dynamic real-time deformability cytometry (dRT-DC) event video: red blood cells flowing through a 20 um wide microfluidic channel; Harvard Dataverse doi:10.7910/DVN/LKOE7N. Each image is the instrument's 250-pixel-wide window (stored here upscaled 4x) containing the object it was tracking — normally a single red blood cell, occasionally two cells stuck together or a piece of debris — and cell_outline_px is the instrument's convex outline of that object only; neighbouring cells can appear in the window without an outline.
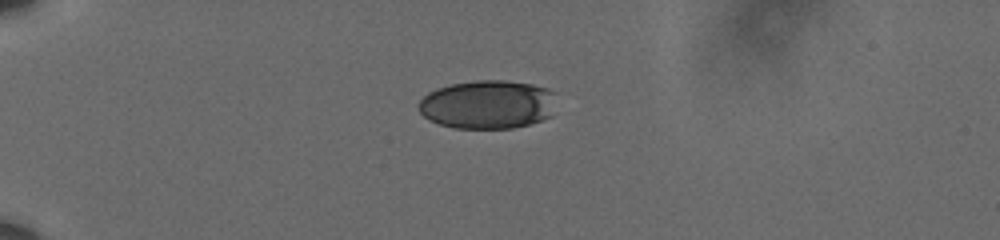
{"species": "human", "species_latin": "Homo sapiens", "temperature_condition": "cold", "stored_images_in_passage": 44, "camera_frame_rate_fps": 3000, "um_per_image_px": 0.085, "donor": {"sex": "male"}, "frame": {"image": 1, "passage_image": 1, "time_ms": 0.0, "image_size_px": [1000, 240], "cell_outline_px": [[556, 92], [552, 116], [528, 124], [512, 128], [456, 128], [440, 124], [428, 120], [420, 112], [416, 104], [428, 92], [436, 88], [452, 84], [476, 80], [504, 80], [532, 84], [548, 88]], "centroid_in_image_um": [41.45, 8.87], "position_along_channel_um": 43.5, "area_um2": 39.36}}
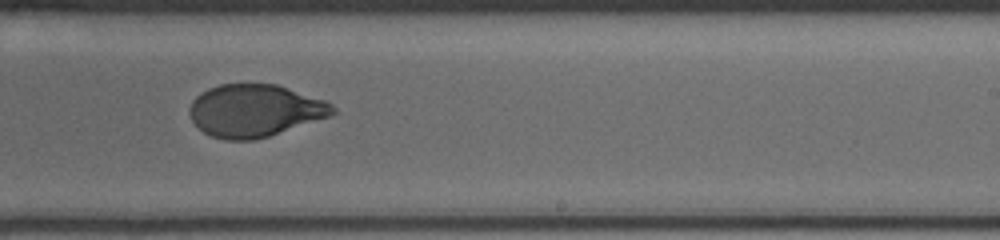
{"frame": {"image": 2, "passage_image": 24, "time_ms": 7.667, "image_size_px": [1000, 240], "cell_outline_px": [[340, 112], [268, 136], [252, 140], [224, 140], [212, 136], [204, 132], [192, 120], [188, 112], [192, 100], [200, 92], [208, 88], [220, 84], [276, 84], [324, 100], [332, 104]], "centroid_in_image_um": [21.64, 9.39], "position_along_channel_um": 267.4, "area_um2": 43.47}}
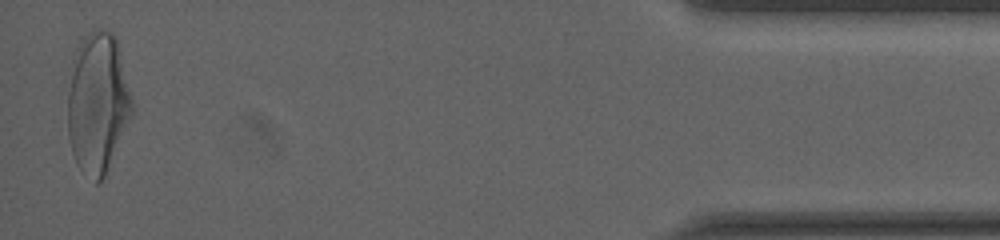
{"frame": {"image": 3, "passage_image": 43, "time_ms": 14.0, "image_size_px": [1000, 240], "cell_outline_px": [[132, 116], [104, 176], [96, 184], [76, 164], [72, 152], [68, 136], [68, 92], [72, 60], [76, 48], [84, 36], [96, 28], [112, 32], [116, 36], [132, 100]], "centroid_in_image_um": [8.29, 8.73], "position_along_channel_um": 426.9, "area_um2": 52.54}, "authors_computed_cell_mechanics": {"area_um2": 44.0725, "velocity_mm_per_s": 3.5993, "shape_relaxation_time_tau1_ms": 4.7564, "shape_relaxation_time_tau2_ms": 0.7512, "deformation_change_tau1": 0.1766, "deformation_change_tau2": 0.0542}}